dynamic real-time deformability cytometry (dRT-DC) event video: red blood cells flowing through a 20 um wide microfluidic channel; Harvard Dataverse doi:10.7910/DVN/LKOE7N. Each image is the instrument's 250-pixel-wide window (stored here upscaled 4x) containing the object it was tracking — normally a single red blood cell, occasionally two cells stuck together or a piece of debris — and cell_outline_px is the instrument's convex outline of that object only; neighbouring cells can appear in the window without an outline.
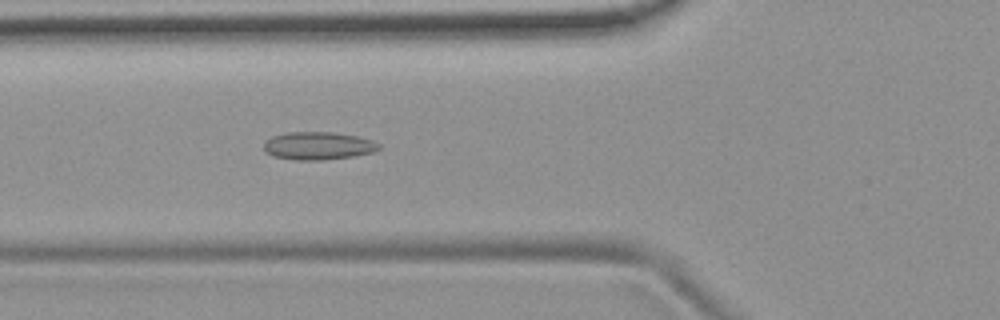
{"species": "common noctule bat (a hibernating species)", "species_latin": "Nyctalus noctula", "temperature_condition": "room temperature", "stored_images_in_passage": 55, "camera_frame_rate_fps": 3000, "um_per_image_px": 0.085, "animal": {"sex": "female", "body_mass_g": 19.9}, "frame": {"image": 1, "passage_image": 20, "time_ms": 6.333, "image_size_px": [1000, 320], "cell_outline_px": [[380, 148], [372, 152], [352, 156], [324, 160], [296, 160], [272, 156], [264, 148], [264, 140], [272, 136], [288, 132], [332, 132], [356, 136], [372, 140], [380, 144]], "centroid_in_image_um": [27.02, 12.39], "position_along_channel_um": 98.8, "area_um2": 18.61}}
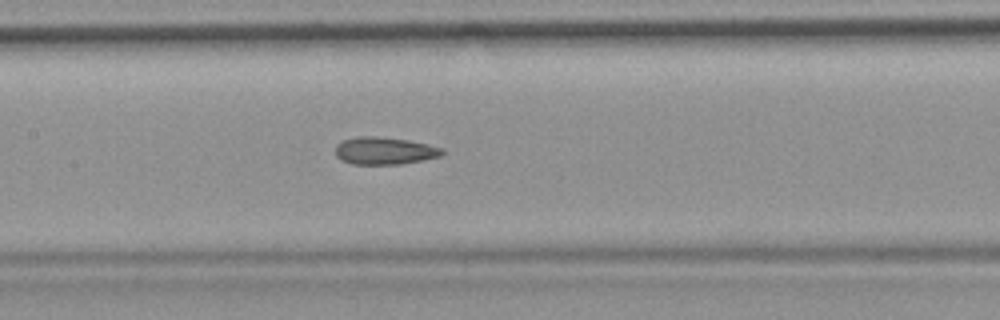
{"frame": {"image": 2, "passage_image": 26, "time_ms": 8.333, "image_size_px": [1000, 320], "cell_outline_px": [[444, 152], [440, 156], [424, 160], [400, 164], [352, 164], [336, 156], [336, 144], [344, 140], [356, 136], [376, 136], [408, 140], [428, 144], [444, 148]], "centroid_in_image_um": [32.71, 12.81], "position_along_channel_um": 174.7, "area_um2": 17.05}}
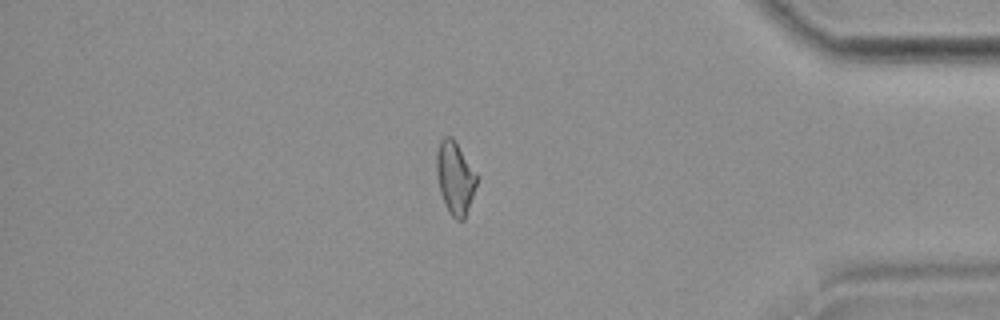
{"frame": {"image": 3, "passage_image": 46, "time_ms": 15.0, "image_size_px": [1000, 320], "cell_outline_px": [[476, 184], [464, 220], [456, 220], [448, 212], [444, 204], [440, 192], [436, 172], [436, 152], [440, 140], [444, 136], [452, 136], [456, 140], [476, 172]], "centroid_in_image_um": [38.65, 15.07], "position_along_channel_um": 396.5, "area_um2": 17.11}, "authors_computed_cell_mechanics": {"area_um2": 17.5712, "velocity_mm_per_s": 3.7907, "shape_relaxation_time_tau1_ms": null, "shape_relaxation_time_tau2_ms": 4.4162, "deformation_change_tau1": null, "deformation_change_tau2": 0.1276}}